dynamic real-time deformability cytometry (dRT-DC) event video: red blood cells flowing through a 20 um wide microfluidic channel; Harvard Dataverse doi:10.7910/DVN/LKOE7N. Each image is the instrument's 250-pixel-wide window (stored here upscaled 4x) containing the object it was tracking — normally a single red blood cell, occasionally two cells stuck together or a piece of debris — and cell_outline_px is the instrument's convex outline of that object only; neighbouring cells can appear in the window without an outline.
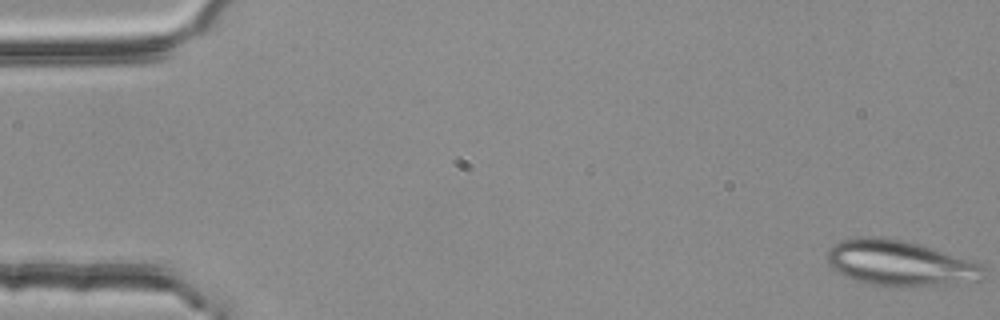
{"species": "common noctule bat (a hibernating species)", "species_latin": "Nyctalus noctula", "temperature_condition": "room temperature", "stored_images_in_passage": 11, "camera_frame_rate_fps": 3000, "um_per_image_px": 0.085, "animal": {"sex": "female", "body_mass_g": 25.1}, "frame": {"image": 1, "passage_image": 1, "time_ms": 0.0, "image_size_px": [1000, 320], "cell_outline_px": [[984, 268], [980, 280], [952, 284], [908, 288], [896, 288], [868, 284], [844, 276], [828, 264], [828, 248], [840, 240], [860, 236], [868, 236], [904, 240], [972, 260], [980, 264]], "centroid_in_image_um": [76.47, 22.39], "position_along_channel_um": 8.5, "area_um2": 41.73}}